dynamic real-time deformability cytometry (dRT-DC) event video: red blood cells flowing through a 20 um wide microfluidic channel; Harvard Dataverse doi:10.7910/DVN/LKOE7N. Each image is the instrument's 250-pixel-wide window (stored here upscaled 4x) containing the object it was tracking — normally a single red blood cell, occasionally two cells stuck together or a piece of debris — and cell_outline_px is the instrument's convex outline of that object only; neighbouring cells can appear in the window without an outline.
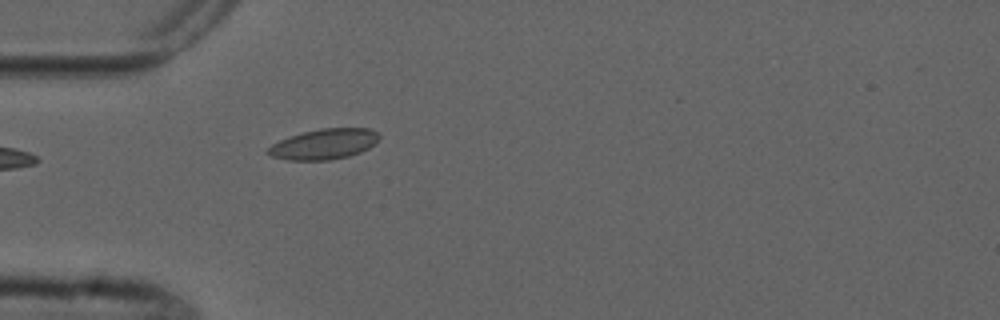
{"species": "common noctule bat (a hibernating species)", "species_latin": "Nyctalus noctula", "temperature_condition": "cold", "stored_images_in_passage": 2, "camera_frame_rate_fps": 3000, "um_per_image_px": 0.085, "animal": {"sex": "male", "forearm_length_mm": 52.5}, "frame": {"image": 1, "passage_image": 2, "time_ms": 1.0, "image_size_px": [1000, 320], "cell_outline_px": [[380, 136], [368, 148], [360, 152], [348, 156], [328, 160], [288, 160], [272, 156], [264, 152], [272, 144], [288, 136], [320, 128], [372, 128]], "centroid_in_image_um": [27.5, 12.24], "position_along_channel_um": 57.5, "area_um2": 19.59}}